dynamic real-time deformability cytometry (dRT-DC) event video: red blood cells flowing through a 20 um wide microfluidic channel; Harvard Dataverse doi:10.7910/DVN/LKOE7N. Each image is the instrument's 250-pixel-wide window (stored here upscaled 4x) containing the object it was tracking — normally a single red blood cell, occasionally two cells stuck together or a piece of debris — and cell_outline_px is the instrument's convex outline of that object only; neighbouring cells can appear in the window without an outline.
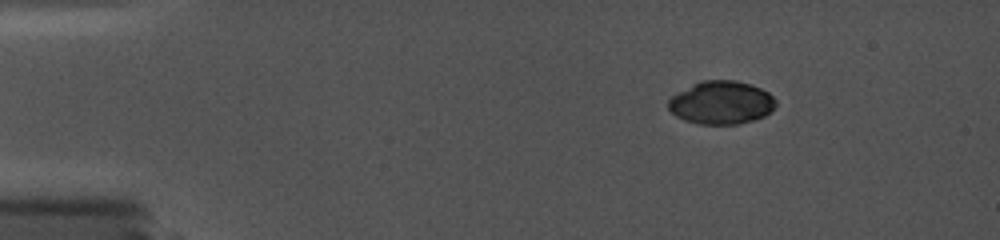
{"species": "common noctule bat (a hibernating species)", "species_latin": "Nyctalus noctula", "temperature_condition": "cold", "stored_images_in_passage": 10, "camera_frame_rate_fps": 5000, "um_per_image_px": 0.085, "animal": {"sex": "female", "body_mass_g": 19.0, "forearm_length_mm": 56.7}, "frame": {"image": 1, "passage_image": 3, "time_ms": 1.6, "image_size_px": [1000, 240], "cell_outline_px": [[776, 104], [764, 116], [756, 120], [740, 124], [700, 124], [684, 120], [676, 116], [668, 108], [668, 100], [672, 96], [692, 84], [700, 80], [736, 80], [752, 84], [768, 92], [776, 100]], "centroid_in_image_um": [61.31, 8.72], "position_along_channel_um": 23.7, "area_um2": 27.11}}